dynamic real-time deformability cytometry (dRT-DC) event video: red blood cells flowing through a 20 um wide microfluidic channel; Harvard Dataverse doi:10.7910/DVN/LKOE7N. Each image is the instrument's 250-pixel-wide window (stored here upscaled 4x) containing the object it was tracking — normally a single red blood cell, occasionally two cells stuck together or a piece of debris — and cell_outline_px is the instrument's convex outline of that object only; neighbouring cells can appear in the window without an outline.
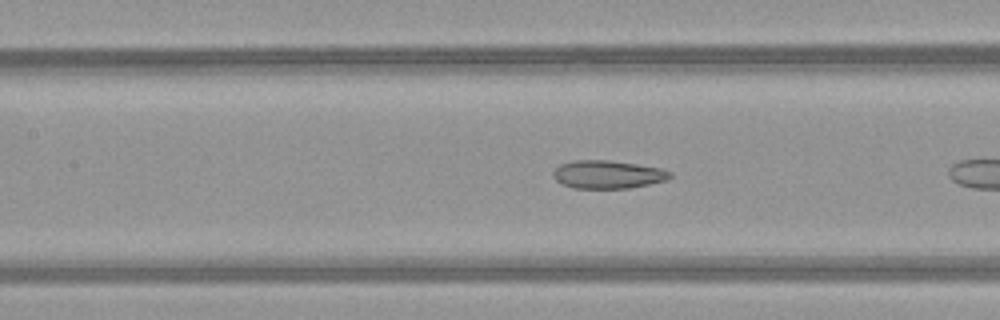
{"species": "common noctule bat (a hibernating species)", "species_latin": "Nyctalus noctula", "temperature_condition": "warm", "stored_images_in_passage": 8, "camera_frame_rate_fps": 3000, "um_per_image_px": 0.085, "animal": {"sex": "female", "body_mass_g": 21.9}, "frame": {"image": 1, "passage_image": 7, "time_ms": 2.0, "image_size_px": [1000, 320], "cell_outline_px": [[672, 176], [668, 180], [628, 188], [572, 188], [560, 184], [552, 176], [552, 172], [560, 164], [572, 160], [608, 160], [636, 164], [660, 168], [672, 172]], "centroid_in_image_um": [51.63, 14.83], "position_along_channel_um": 155.8, "area_um2": 19.25}}